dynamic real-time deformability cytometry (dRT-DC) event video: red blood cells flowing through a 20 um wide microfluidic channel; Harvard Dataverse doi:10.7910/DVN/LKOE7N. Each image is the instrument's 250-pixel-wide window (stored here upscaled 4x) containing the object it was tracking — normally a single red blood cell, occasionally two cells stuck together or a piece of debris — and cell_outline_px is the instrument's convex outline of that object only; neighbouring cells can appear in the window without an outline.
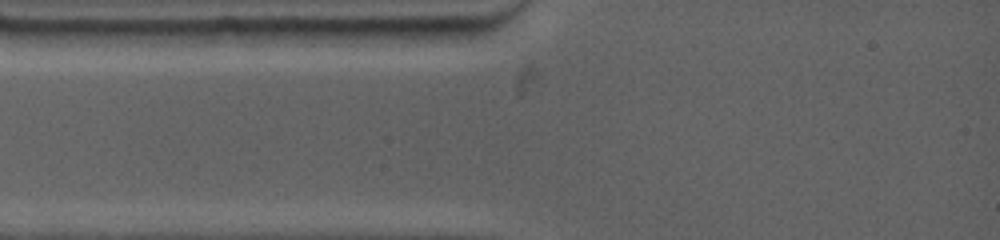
{"species": "common noctule bat (a hibernating species)", "species_latin": "Nyctalus noctula", "temperature_condition": "warm", "stored_images_in_passage": 2, "camera_frame_rate_fps": 4500, "um_per_image_px": 0.085, "animal": {"sex": "female", "body_mass_g": 19.0, "forearm_length_mm": 53.3}, "frame": {"image": 1, "passage_image": 1, "time_ms": 0.0, "image_size_px": [1000, 240], "cell_outline_px": [[472, 36], [460, 44], [412, 48], [372, 44], [368, 40], [360, 28], [468, 28]], "centroid_in_image_um": [35.41, 3.12], "position_along_channel_um": 49.6, "area_um2": 13.12}}